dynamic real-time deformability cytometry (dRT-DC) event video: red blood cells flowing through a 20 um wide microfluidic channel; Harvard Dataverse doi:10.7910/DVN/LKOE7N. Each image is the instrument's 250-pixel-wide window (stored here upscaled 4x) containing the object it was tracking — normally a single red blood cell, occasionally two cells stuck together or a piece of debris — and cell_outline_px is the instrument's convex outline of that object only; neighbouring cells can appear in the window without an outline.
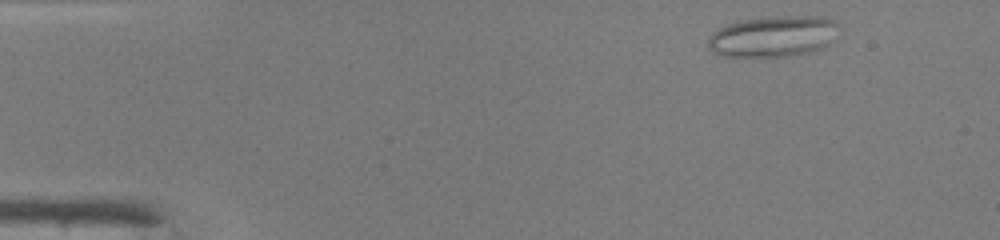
{"species": "common noctule bat (a hibernating species)", "species_latin": "Nyctalus noctula", "temperature_condition": "warm", "stored_images_in_passage": 43, "camera_frame_rate_fps": 3000, "um_per_image_px": 0.085, "animal": {"sex": "male", "body_mass_g": 19.0, "forearm_length_mm": 50.8}, "frame": {"image": 1, "passage_image": 1, "time_ms": 0.0, "image_size_px": [1000, 240], "cell_outline_px": [[840, 28], [828, 44], [812, 52], [792, 56], [720, 56], [712, 52], [708, 48], [708, 40], [712, 32], [728, 24], [740, 20], [780, 16], [820, 16], [836, 20], [840, 24]], "centroid_in_image_um": [65.74, 3.09], "position_along_channel_um": 19.3, "area_um2": 31.44}}
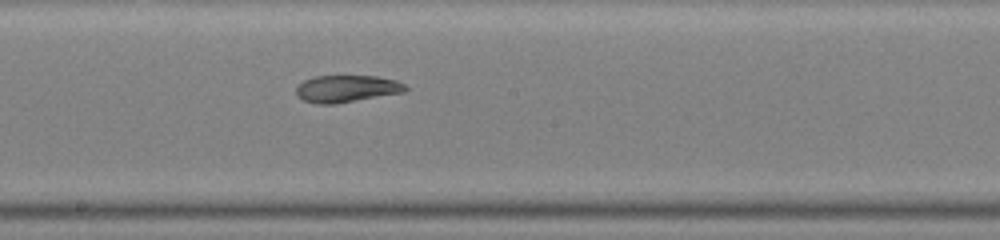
{"frame": {"image": 2, "passage_image": 22, "time_ms": 7.0, "image_size_px": [1000, 240], "cell_outline_px": [[408, 88], [404, 92], [332, 104], [316, 104], [304, 100], [296, 96], [296, 88], [304, 80], [312, 76], [376, 76], [396, 80], [404, 84]], "centroid_in_image_um": [29.44, 7.53], "position_along_channel_um": 218.8, "area_um2": 17.11}}
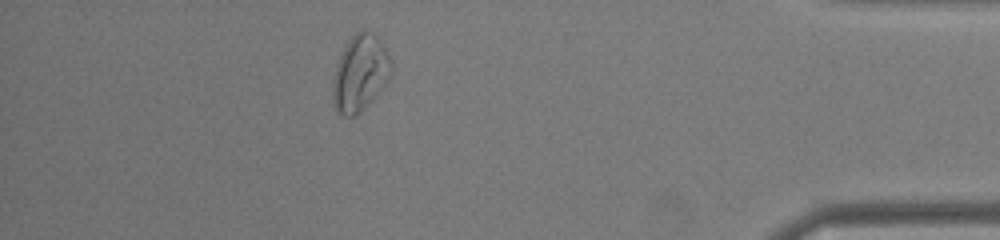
{"frame": {"image": 3, "passage_image": 38, "time_ms": 12.333, "image_size_px": [1000, 240], "cell_outline_px": [[392, 76], [372, 100], [364, 108], [352, 116], [344, 116], [336, 108], [332, 96], [332, 80], [340, 56], [348, 40], [356, 32], [372, 32], [380, 40], [392, 60]], "centroid_in_image_um": [30.63, 6.21], "position_along_channel_um": 404.6, "area_um2": 25.66}, "authors_computed_cell_mechanics": {"area_um2": 21.6172, "velocity_mm_per_s": 4.247, "shape_relaxation_time_tau1_ms": null, "shape_relaxation_time_tau2_ms": 2.673, "deformation_change_tau1": null, "deformation_change_tau2": 0.1008}}